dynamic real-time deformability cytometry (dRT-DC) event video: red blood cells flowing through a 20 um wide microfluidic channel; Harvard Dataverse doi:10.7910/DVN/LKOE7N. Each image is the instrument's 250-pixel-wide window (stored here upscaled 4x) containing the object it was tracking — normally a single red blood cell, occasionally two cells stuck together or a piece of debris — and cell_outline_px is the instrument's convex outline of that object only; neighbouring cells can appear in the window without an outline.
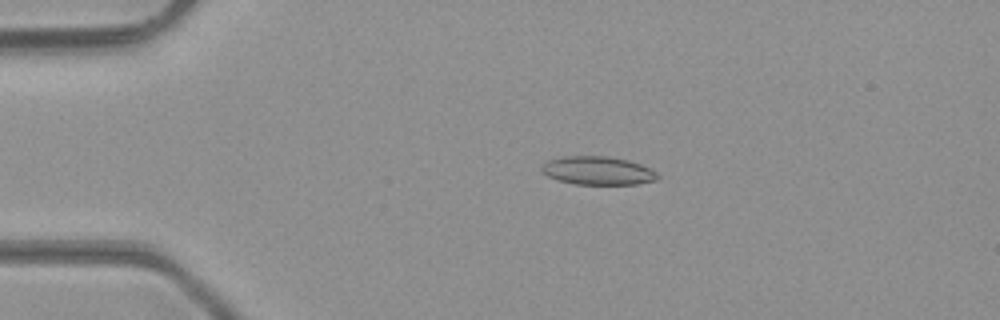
{"species": "common noctule bat (a hibernating species)", "species_latin": "Nyctalus noctula", "temperature_condition": "room temperature", "stored_images_in_passage": 47, "camera_frame_rate_fps": 3000, "um_per_image_px": 0.085, "animal": {"sex": "male", "body_mass_g": 23.1, "forearm_length_mm": 52.7}, "frame": {"image": 1, "passage_image": 10, "time_ms": 3.0, "image_size_px": [1000, 320], "cell_outline_px": [[660, 176], [656, 180], [636, 184], [576, 184], [560, 180], [548, 176], [540, 168], [540, 164], [548, 160], [564, 156], [608, 156], [628, 160], [640, 164], [656, 172]], "centroid_in_image_um": [50.8, 14.49], "position_along_channel_um": 34.2, "area_um2": 19.07}}
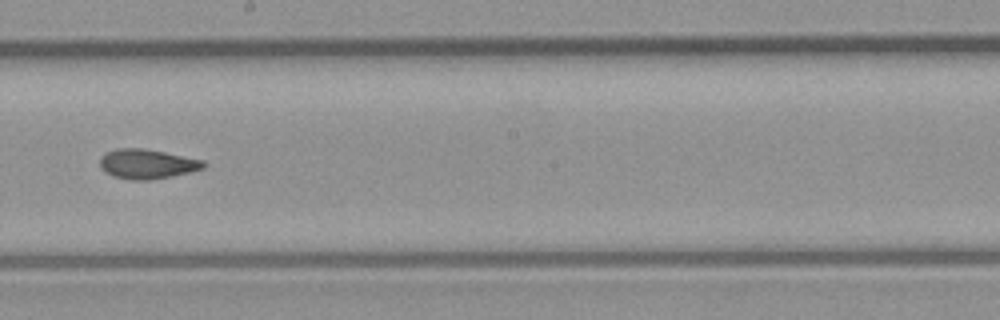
{"frame": {"image": 2, "passage_image": 27, "time_ms": 8.667, "image_size_px": [1000, 320], "cell_outline_px": [[208, 164], [204, 168], [172, 176], [148, 180], [132, 180], [112, 176], [104, 172], [100, 168], [100, 156], [108, 152], [120, 148], [140, 148], [164, 152], [204, 160]], "centroid_in_image_um": [12.49, 13.94], "position_along_channel_um": 235.7, "area_um2": 17.86}}
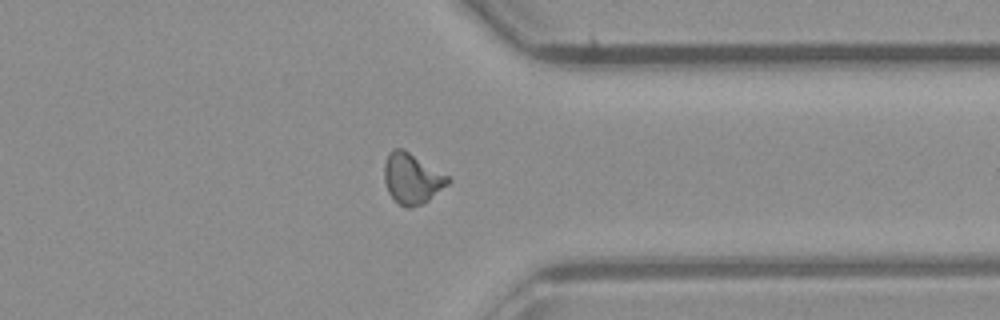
{"frame": {"image": 3, "passage_image": 37, "time_ms": 12.0, "image_size_px": [1000, 320], "cell_outline_px": [[452, 180], [448, 184], [424, 204], [408, 208], [400, 204], [388, 192], [384, 180], [384, 164], [392, 148], [404, 148], [448, 176]], "centroid_in_image_um": [35.02, 15.16], "position_along_channel_um": 376.4, "area_um2": 18.67}, "authors_computed_cell_mechanics": {"area_um2": 17.918, "velocity_mm_per_s": 4.3449, "shape_relaxation_time_tau1_ms": null, "shape_relaxation_time_tau2_ms": 2.4642, "deformation_change_tau1": null, "deformation_change_tau2": 0.0936}}